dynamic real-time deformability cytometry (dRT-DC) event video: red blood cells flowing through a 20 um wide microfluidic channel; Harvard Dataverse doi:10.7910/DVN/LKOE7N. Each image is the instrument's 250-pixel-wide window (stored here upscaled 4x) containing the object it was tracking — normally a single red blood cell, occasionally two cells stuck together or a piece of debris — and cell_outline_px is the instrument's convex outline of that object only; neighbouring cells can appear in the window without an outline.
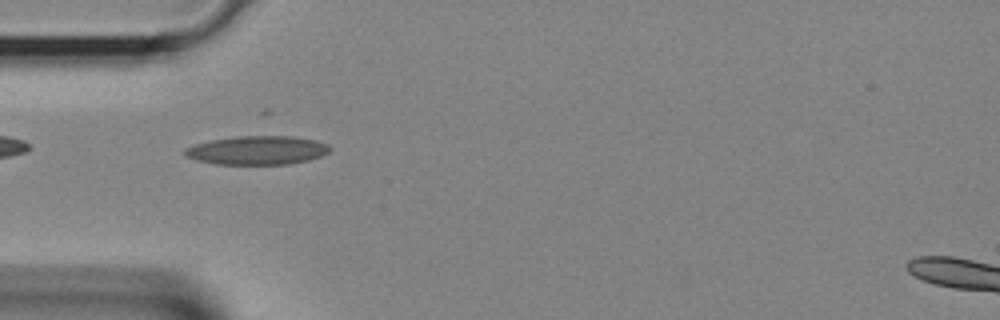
{"species": "Egyptian fruit bat (a non-hibernating species)", "species_latin": "Rousettus aegyptiacus", "temperature_condition": "room temperature", "stored_images_in_passage": 4, "camera_frame_rate_fps": 3000, "um_per_image_px": 0.085, "animal": {"sex": "female"}, "frame": {"image": 1, "passage_image": 2, "time_ms": 0.333, "image_size_px": [1000, 320], "cell_outline_px": [[332, 148], [328, 152], [320, 156], [308, 160], [292, 164], [216, 164], [196, 160], [184, 156], [184, 148], [196, 144], [212, 140], [236, 136], [264, 132], [292, 136], [316, 140], [328, 144]], "centroid_in_image_um": [21.89, 12.73], "position_along_channel_um": 63.1, "area_um2": 25.14}}